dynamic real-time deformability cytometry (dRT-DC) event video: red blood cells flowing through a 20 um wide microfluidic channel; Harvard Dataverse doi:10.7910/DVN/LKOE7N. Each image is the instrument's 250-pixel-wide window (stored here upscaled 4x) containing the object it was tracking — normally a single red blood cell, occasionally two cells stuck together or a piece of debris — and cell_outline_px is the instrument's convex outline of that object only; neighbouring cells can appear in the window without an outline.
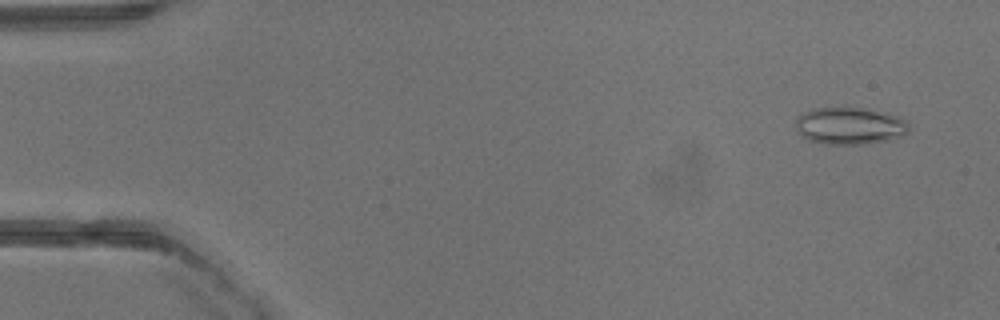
{"species": "common noctule bat (a hibernating species)", "species_latin": "Nyctalus noctula", "temperature_condition": "warm", "stored_images_in_passage": 40, "camera_frame_rate_fps": 3000, "um_per_image_px": 0.085, "animal": {"sex": "male", "body_mass_g": 13.3}, "frame": {"image": 1, "passage_image": 3, "time_ms": 0.667, "image_size_px": [1000, 320], "cell_outline_px": [[908, 132], [900, 136], [888, 140], [868, 144], [824, 144], [808, 140], [796, 132], [796, 116], [812, 108], [868, 108], [900, 116], [908, 120]], "centroid_in_image_um": [72.22, 10.69], "position_along_channel_um": 12.8, "area_um2": 24.85}}
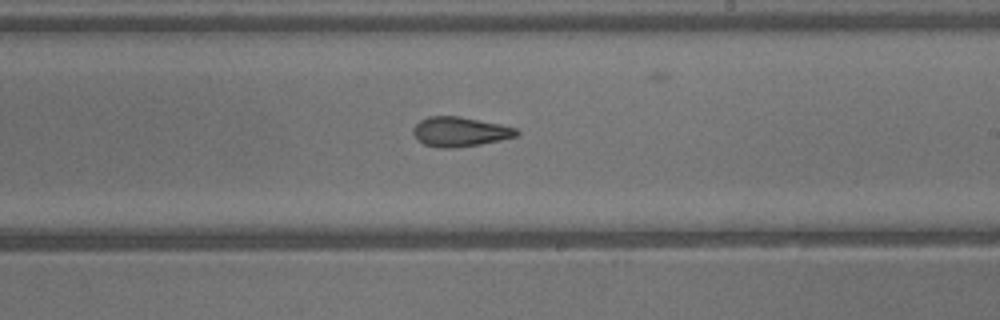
{"frame": {"image": 2, "passage_image": 24, "time_ms": 7.667, "image_size_px": [1000, 320], "cell_outline_px": [[520, 132], [516, 136], [500, 140], [480, 144], [448, 148], [440, 148], [424, 144], [416, 140], [412, 132], [412, 128], [420, 120], [428, 116], [460, 116], [500, 124], [516, 128]], "centroid_in_image_um": [39.06, 11.19], "position_along_channel_um": 249.9, "area_um2": 17.86}}
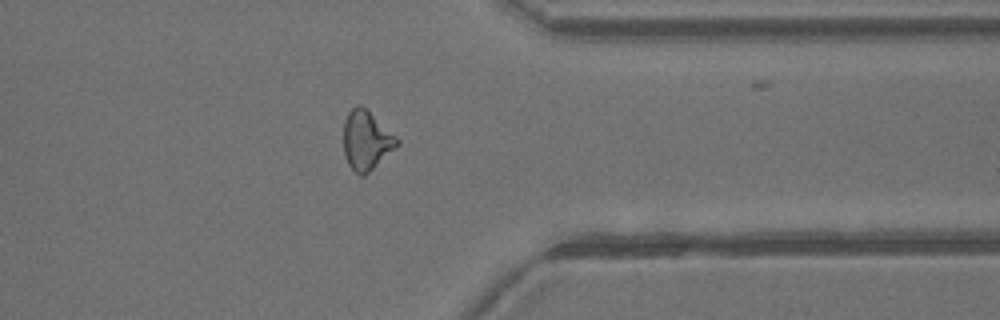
{"frame": {"image": 3, "passage_image": 32, "time_ms": 10.333, "image_size_px": [1000, 320], "cell_outline_px": [[400, 144], [396, 148], [364, 176], [360, 176], [348, 164], [344, 156], [344, 120], [348, 112], [356, 104], [360, 104], [396, 136], [400, 140]], "centroid_in_image_um": [31.13, 11.94], "position_along_channel_um": 380.3, "area_um2": 18.32}}